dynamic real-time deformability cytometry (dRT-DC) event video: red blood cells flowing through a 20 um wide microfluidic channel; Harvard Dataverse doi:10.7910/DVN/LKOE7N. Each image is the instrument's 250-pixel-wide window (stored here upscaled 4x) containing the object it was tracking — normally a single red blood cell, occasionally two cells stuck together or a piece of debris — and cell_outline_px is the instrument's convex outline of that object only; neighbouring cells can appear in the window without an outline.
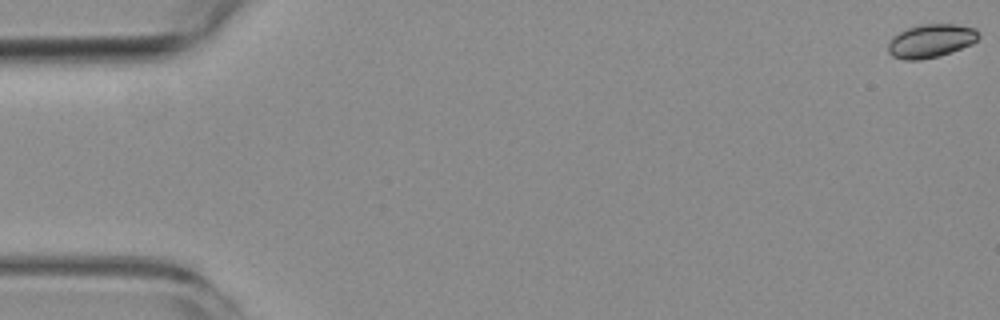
{"species": "common noctule bat (a hibernating species)", "species_latin": "Nyctalus noctula", "temperature_condition": "room temperature", "stored_images_in_passage": 4, "camera_frame_rate_fps": 3000, "um_per_image_px": 0.085, "animal": {"sex": "female", "body_mass_g": 19.3, "forearm_length_mm": 54.1}, "frame": {"image": 1, "passage_image": 1, "time_ms": 0.0, "image_size_px": [1000, 320], "cell_outline_px": [[980, 36], [972, 44], [940, 56], [920, 60], [904, 60], [892, 56], [888, 52], [888, 44], [892, 36], [908, 28], [920, 24], [956, 24], [976, 28]], "centroid_in_image_um": [79.12, 3.47], "position_along_channel_um": 5.9, "area_um2": 17.74}}